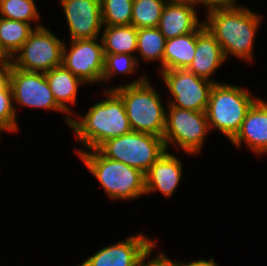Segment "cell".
I'll return each mask as SVG.
<instances>
[{"mask_svg": "<svg viewBox=\"0 0 267 266\" xmlns=\"http://www.w3.org/2000/svg\"><path fill=\"white\" fill-rule=\"evenodd\" d=\"M108 97L92 105L85 116L71 117L69 127L84 149H97L106 140L132 131L122 99L113 90H104Z\"/></svg>", "mask_w": 267, "mask_h": 266, "instance_id": "6da1fadb", "label": "cell"}, {"mask_svg": "<svg viewBox=\"0 0 267 266\" xmlns=\"http://www.w3.org/2000/svg\"><path fill=\"white\" fill-rule=\"evenodd\" d=\"M206 18L203 22L221 45L226 60L231 54L244 61H253L254 39L262 15L237 4L230 9L207 13Z\"/></svg>", "mask_w": 267, "mask_h": 266, "instance_id": "7a4b0ae2", "label": "cell"}, {"mask_svg": "<svg viewBox=\"0 0 267 266\" xmlns=\"http://www.w3.org/2000/svg\"><path fill=\"white\" fill-rule=\"evenodd\" d=\"M137 79L109 90H113L122 99L132 131L163 138L166 110L160 94L153 89L144 74Z\"/></svg>", "mask_w": 267, "mask_h": 266, "instance_id": "3957f363", "label": "cell"}, {"mask_svg": "<svg viewBox=\"0 0 267 266\" xmlns=\"http://www.w3.org/2000/svg\"><path fill=\"white\" fill-rule=\"evenodd\" d=\"M78 156L110 199L132 200L146 195L145 174L141 170L107 158L97 149L79 151Z\"/></svg>", "mask_w": 267, "mask_h": 266, "instance_id": "277c9868", "label": "cell"}, {"mask_svg": "<svg viewBox=\"0 0 267 266\" xmlns=\"http://www.w3.org/2000/svg\"><path fill=\"white\" fill-rule=\"evenodd\" d=\"M258 99L247 88L215 83L206 109L210 130L215 128L231 141L238 133L248 110Z\"/></svg>", "mask_w": 267, "mask_h": 266, "instance_id": "5b68a950", "label": "cell"}, {"mask_svg": "<svg viewBox=\"0 0 267 266\" xmlns=\"http://www.w3.org/2000/svg\"><path fill=\"white\" fill-rule=\"evenodd\" d=\"M97 150L105 157L148 171L166 151L164 140L152 134L131 131L102 143Z\"/></svg>", "mask_w": 267, "mask_h": 266, "instance_id": "8992f818", "label": "cell"}, {"mask_svg": "<svg viewBox=\"0 0 267 266\" xmlns=\"http://www.w3.org/2000/svg\"><path fill=\"white\" fill-rule=\"evenodd\" d=\"M209 130L206 111L169 107L163 134L166 150L173 144L189 155H196L203 148Z\"/></svg>", "mask_w": 267, "mask_h": 266, "instance_id": "52a82bcc", "label": "cell"}, {"mask_svg": "<svg viewBox=\"0 0 267 266\" xmlns=\"http://www.w3.org/2000/svg\"><path fill=\"white\" fill-rule=\"evenodd\" d=\"M64 39L60 40L48 28H35L13 56L12 65L25 71L48 72L62 65Z\"/></svg>", "mask_w": 267, "mask_h": 266, "instance_id": "ba28073f", "label": "cell"}, {"mask_svg": "<svg viewBox=\"0 0 267 266\" xmlns=\"http://www.w3.org/2000/svg\"><path fill=\"white\" fill-rule=\"evenodd\" d=\"M171 100L169 107L183 108L192 111H206L213 81L196 76L187 69L165 70L160 73Z\"/></svg>", "mask_w": 267, "mask_h": 266, "instance_id": "9c48e42d", "label": "cell"}, {"mask_svg": "<svg viewBox=\"0 0 267 266\" xmlns=\"http://www.w3.org/2000/svg\"><path fill=\"white\" fill-rule=\"evenodd\" d=\"M98 38L71 40L63 45L62 65L84 83L102 82L105 54ZM69 50V51H68Z\"/></svg>", "mask_w": 267, "mask_h": 266, "instance_id": "30bf717a", "label": "cell"}, {"mask_svg": "<svg viewBox=\"0 0 267 266\" xmlns=\"http://www.w3.org/2000/svg\"><path fill=\"white\" fill-rule=\"evenodd\" d=\"M9 84L13 101L20 106L42 108L66 114L56 103L45 73L25 71L11 64Z\"/></svg>", "mask_w": 267, "mask_h": 266, "instance_id": "8fae6325", "label": "cell"}, {"mask_svg": "<svg viewBox=\"0 0 267 266\" xmlns=\"http://www.w3.org/2000/svg\"><path fill=\"white\" fill-rule=\"evenodd\" d=\"M70 40L99 38L103 22L100 0H60Z\"/></svg>", "mask_w": 267, "mask_h": 266, "instance_id": "7c38bea8", "label": "cell"}, {"mask_svg": "<svg viewBox=\"0 0 267 266\" xmlns=\"http://www.w3.org/2000/svg\"><path fill=\"white\" fill-rule=\"evenodd\" d=\"M155 243L145 234L131 235L102 247L78 266H137L141 256Z\"/></svg>", "mask_w": 267, "mask_h": 266, "instance_id": "4fadbf2b", "label": "cell"}, {"mask_svg": "<svg viewBox=\"0 0 267 266\" xmlns=\"http://www.w3.org/2000/svg\"><path fill=\"white\" fill-rule=\"evenodd\" d=\"M235 147L247 144L256 154H267V102L259 98L248 110L236 136L230 141Z\"/></svg>", "mask_w": 267, "mask_h": 266, "instance_id": "5bb4252c", "label": "cell"}, {"mask_svg": "<svg viewBox=\"0 0 267 266\" xmlns=\"http://www.w3.org/2000/svg\"><path fill=\"white\" fill-rule=\"evenodd\" d=\"M225 61L221 45L203 22L197 28L196 50L187 70L196 76L219 83L212 80L211 76Z\"/></svg>", "mask_w": 267, "mask_h": 266, "instance_id": "9a60e30c", "label": "cell"}, {"mask_svg": "<svg viewBox=\"0 0 267 266\" xmlns=\"http://www.w3.org/2000/svg\"><path fill=\"white\" fill-rule=\"evenodd\" d=\"M182 173L180 159L166 150L145 173V193L160 191L170 197L177 189Z\"/></svg>", "mask_w": 267, "mask_h": 266, "instance_id": "2e32d148", "label": "cell"}, {"mask_svg": "<svg viewBox=\"0 0 267 266\" xmlns=\"http://www.w3.org/2000/svg\"><path fill=\"white\" fill-rule=\"evenodd\" d=\"M194 7L190 2H166L158 25L166 40L194 32L203 23Z\"/></svg>", "mask_w": 267, "mask_h": 266, "instance_id": "e0dca14e", "label": "cell"}, {"mask_svg": "<svg viewBox=\"0 0 267 266\" xmlns=\"http://www.w3.org/2000/svg\"><path fill=\"white\" fill-rule=\"evenodd\" d=\"M45 76L57 105L67 114L65 121L69 126L73 111L67 104L76 103L78 87L85 83L63 65L45 72Z\"/></svg>", "mask_w": 267, "mask_h": 266, "instance_id": "ac0fdd59", "label": "cell"}, {"mask_svg": "<svg viewBox=\"0 0 267 266\" xmlns=\"http://www.w3.org/2000/svg\"><path fill=\"white\" fill-rule=\"evenodd\" d=\"M196 39L197 29L194 32L166 40L163 71L187 69L194 58Z\"/></svg>", "mask_w": 267, "mask_h": 266, "instance_id": "d6986e66", "label": "cell"}, {"mask_svg": "<svg viewBox=\"0 0 267 266\" xmlns=\"http://www.w3.org/2000/svg\"><path fill=\"white\" fill-rule=\"evenodd\" d=\"M100 37L104 54L137 52V29L133 25L103 26ZM133 53V54H132Z\"/></svg>", "mask_w": 267, "mask_h": 266, "instance_id": "ffe728a7", "label": "cell"}, {"mask_svg": "<svg viewBox=\"0 0 267 266\" xmlns=\"http://www.w3.org/2000/svg\"><path fill=\"white\" fill-rule=\"evenodd\" d=\"M43 25H33L0 17V40L5 50L13 57L24 42L29 38L35 28H40Z\"/></svg>", "mask_w": 267, "mask_h": 266, "instance_id": "44dd1931", "label": "cell"}, {"mask_svg": "<svg viewBox=\"0 0 267 266\" xmlns=\"http://www.w3.org/2000/svg\"><path fill=\"white\" fill-rule=\"evenodd\" d=\"M166 39L158 27L137 29V52L145 62L158 61L163 71V56Z\"/></svg>", "mask_w": 267, "mask_h": 266, "instance_id": "7402d4cb", "label": "cell"}, {"mask_svg": "<svg viewBox=\"0 0 267 266\" xmlns=\"http://www.w3.org/2000/svg\"><path fill=\"white\" fill-rule=\"evenodd\" d=\"M167 0H133L131 25L136 29L158 27Z\"/></svg>", "mask_w": 267, "mask_h": 266, "instance_id": "603a6c76", "label": "cell"}, {"mask_svg": "<svg viewBox=\"0 0 267 266\" xmlns=\"http://www.w3.org/2000/svg\"><path fill=\"white\" fill-rule=\"evenodd\" d=\"M103 26L131 25L133 0H100Z\"/></svg>", "mask_w": 267, "mask_h": 266, "instance_id": "cb8c5ba5", "label": "cell"}, {"mask_svg": "<svg viewBox=\"0 0 267 266\" xmlns=\"http://www.w3.org/2000/svg\"><path fill=\"white\" fill-rule=\"evenodd\" d=\"M34 0H1L0 17L31 24L40 20Z\"/></svg>", "mask_w": 267, "mask_h": 266, "instance_id": "d4e9b609", "label": "cell"}, {"mask_svg": "<svg viewBox=\"0 0 267 266\" xmlns=\"http://www.w3.org/2000/svg\"><path fill=\"white\" fill-rule=\"evenodd\" d=\"M141 59L136 55L125 53L105 54L102 81H108L118 74H130L135 72Z\"/></svg>", "mask_w": 267, "mask_h": 266, "instance_id": "484cf974", "label": "cell"}, {"mask_svg": "<svg viewBox=\"0 0 267 266\" xmlns=\"http://www.w3.org/2000/svg\"><path fill=\"white\" fill-rule=\"evenodd\" d=\"M13 96L10 84L0 90V131H19L17 124V111L13 105Z\"/></svg>", "mask_w": 267, "mask_h": 266, "instance_id": "4316f807", "label": "cell"}, {"mask_svg": "<svg viewBox=\"0 0 267 266\" xmlns=\"http://www.w3.org/2000/svg\"><path fill=\"white\" fill-rule=\"evenodd\" d=\"M156 243H154L140 258L137 266H175V261L166 257L163 253H159L152 260H149L146 263V260L152 254L153 249L155 248Z\"/></svg>", "mask_w": 267, "mask_h": 266, "instance_id": "83f0119b", "label": "cell"}, {"mask_svg": "<svg viewBox=\"0 0 267 266\" xmlns=\"http://www.w3.org/2000/svg\"><path fill=\"white\" fill-rule=\"evenodd\" d=\"M195 6L204 5L206 6L208 12H213L215 10L230 9L236 7V2L234 0H194Z\"/></svg>", "mask_w": 267, "mask_h": 266, "instance_id": "f1b7e54d", "label": "cell"}, {"mask_svg": "<svg viewBox=\"0 0 267 266\" xmlns=\"http://www.w3.org/2000/svg\"><path fill=\"white\" fill-rule=\"evenodd\" d=\"M11 64H0V90L9 84Z\"/></svg>", "mask_w": 267, "mask_h": 266, "instance_id": "f546056e", "label": "cell"}, {"mask_svg": "<svg viewBox=\"0 0 267 266\" xmlns=\"http://www.w3.org/2000/svg\"><path fill=\"white\" fill-rule=\"evenodd\" d=\"M13 57L5 50L0 40V64H12Z\"/></svg>", "mask_w": 267, "mask_h": 266, "instance_id": "4dcf8cb0", "label": "cell"}, {"mask_svg": "<svg viewBox=\"0 0 267 266\" xmlns=\"http://www.w3.org/2000/svg\"><path fill=\"white\" fill-rule=\"evenodd\" d=\"M199 266H218V264L215 263L214 258H210L209 260L199 259Z\"/></svg>", "mask_w": 267, "mask_h": 266, "instance_id": "1f68e13d", "label": "cell"}, {"mask_svg": "<svg viewBox=\"0 0 267 266\" xmlns=\"http://www.w3.org/2000/svg\"><path fill=\"white\" fill-rule=\"evenodd\" d=\"M175 266H199V259L197 261H191V262H181L175 260Z\"/></svg>", "mask_w": 267, "mask_h": 266, "instance_id": "d6a6232c", "label": "cell"}, {"mask_svg": "<svg viewBox=\"0 0 267 266\" xmlns=\"http://www.w3.org/2000/svg\"><path fill=\"white\" fill-rule=\"evenodd\" d=\"M167 1H178V2H190V3H194V0H167Z\"/></svg>", "mask_w": 267, "mask_h": 266, "instance_id": "836d02e7", "label": "cell"}]
</instances>
